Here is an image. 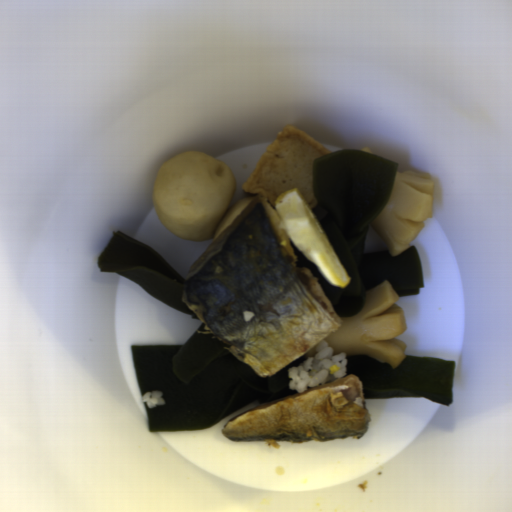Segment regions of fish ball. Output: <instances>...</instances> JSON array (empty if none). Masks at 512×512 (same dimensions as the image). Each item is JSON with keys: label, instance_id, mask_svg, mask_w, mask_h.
I'll list each match as a JSON object with an SVG mask.
<instances>
[{"label": "fish ball", "instance_id": "2", "mask_svg": "<svg viewBox=\"0 0 512 512\" xmlns=\"http://www.w3.org/2000/svg\"><path fill=\"white\" fill-rule=\"evenodd\" d=\"M359 151H364V152H368V153H371V151L369 150L368 147H362ZM372 154V153H371Z\"/></svg>", "mask_w": 512, "mask_h": 512}, {"label": "fish ball", "instance_id": "1", "mask_svg": "<svg viewBox=\"0 0 512 512\" xmlns=\"http://www.w3.org/2000/svg\"><path fill=\"white\" fill-rule=\"evenodd\" d=\"M333 153L313 137L285 125L263 151L241 189L249 194L229 208L237 192L229 166L207 153L183 151L159 166L151 205L166 229L184 240H216L247 202L263 194L272 209L286 191L302 192L311 212L318 204L313 193V160Z\"/></svg>", "mask_w": 512, "mask_h": 512}]
</instances>
